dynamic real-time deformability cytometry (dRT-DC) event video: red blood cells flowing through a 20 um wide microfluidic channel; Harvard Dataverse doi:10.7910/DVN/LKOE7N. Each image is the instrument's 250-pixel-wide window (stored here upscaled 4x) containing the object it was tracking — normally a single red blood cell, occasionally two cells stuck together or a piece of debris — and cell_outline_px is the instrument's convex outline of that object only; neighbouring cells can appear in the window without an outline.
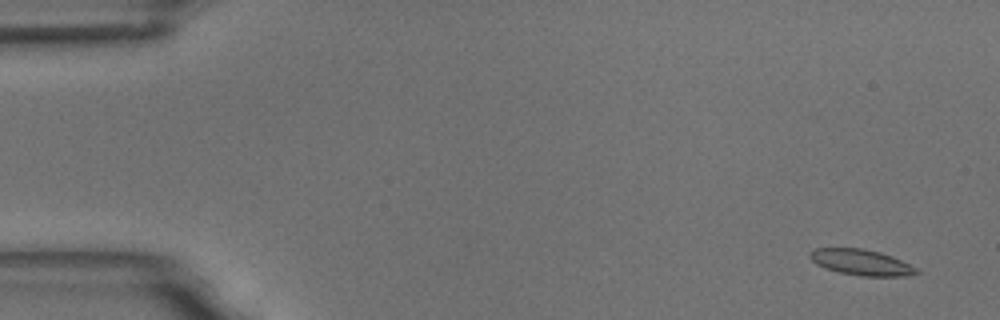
{"species": "common noctule bat (a hibernating species)", "species_latin": "Nyctalus noctula", "temperature_condition": "room temperature", "stored_images_in_passage": 5, "camera_frame_rate_fps": 3000, "um_per_image_px": 0.085, "animal": {"sex": "male", "body_mass_g": 18.8}, "frame": {"image": 1, "passage_image": 1, "time_ms": 0.0, "image_size_px": [1000, 320], "cell_outline_px": [[920, 272], [908, 276], [860, 276], [840, 272], [824, 268], [816, 264], [808, 256], [808, 252], [816, 248], [864, 248], [880, 252], [892, 256], [916, 268]], "centroid_in_image_um": [73.17, 22.29], "position_along_channel_um": 11.8, "area_um2": 16.07}}
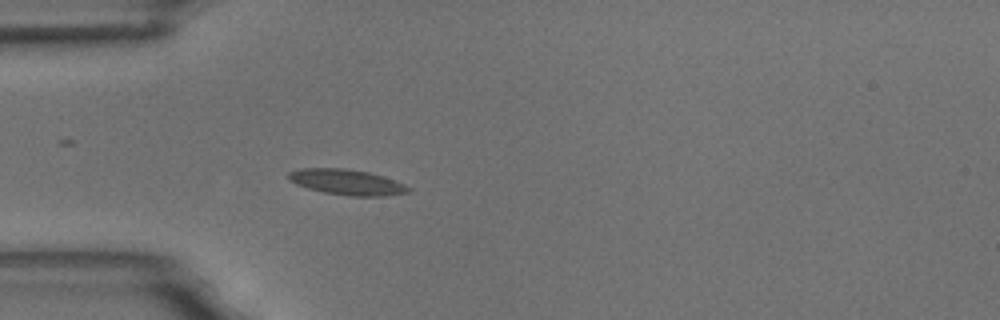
{"frame": {"image": 2, "passage_image": 5, "time_ms": 4.667, "image_size_px": [1000, 320], "cell_outline_px": [[412, 188], [408, 192], [384, 196], [348, 196], [324, 192], [308, 188], [296, 184], [288, 180], [288, 172], [300, 168], [344, 168], [368, 172], [384, 176], [404, 184]], "centroid_in_image_um": [29.47, 15.48], "position_along_channel_um": 55.5, "area_um2": 17.86}}